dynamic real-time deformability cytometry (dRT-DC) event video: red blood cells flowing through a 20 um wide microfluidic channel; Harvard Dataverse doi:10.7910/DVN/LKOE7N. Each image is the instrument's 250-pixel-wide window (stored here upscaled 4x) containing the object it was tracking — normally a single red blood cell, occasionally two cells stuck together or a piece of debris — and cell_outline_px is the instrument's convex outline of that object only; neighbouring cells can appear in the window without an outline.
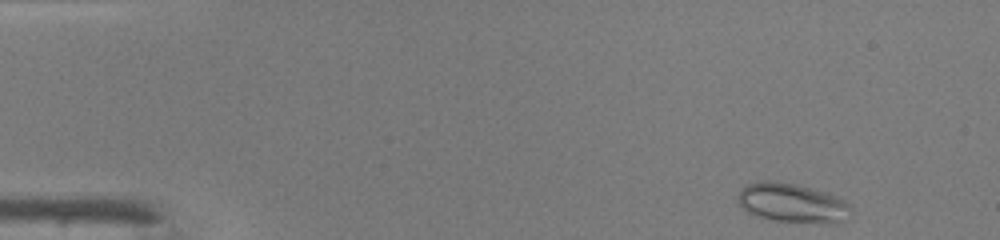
{"species": "common noctule bat (a hibernating species)", "species_latin": "Nyctalus noctula", "temperature_condition": "warm", "stored_images_in_passage": 33, "camera_frame_rate_fps": 3000, "um_per_image_px": 0.085, "animal": {"sex": "male", "body_mass_g": 19.0, "forearm_length_mm": 50.8}, "frame": {"image": 1, "passage_image": 1, "time_ms": 0.0, "image_size_px": [1000, 240], "cell_outline_px": [[852, 212], [836, 224], [772, 220], [756, 216], [748, 212], [736, 200], [736, 196], [740, 188], [748, 184], [760, 180], [776, 180], [796, 184], [828, 192], [844, 200], [848, 204]], "centroid_in_image_um": [67.3, 17.23], "position_along_channel_um": 17.7, "area_um2": 26.13}}
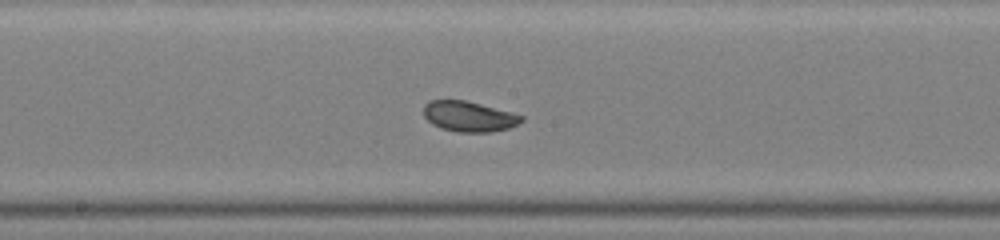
{"frame": {"image": 2, "passage_image": 22, "time_ms": 7.0, "image_size_px": [1000, 240], "cell_outline_px": [[524, 120], [508, 128], [492, 132], [456, 132], [440, 128], [432, 124], [424, 116], [424, 104], [428, 100], [464, 100], [480, 104], [524, 116]], "centroid_in_image_um": [39.82, 9.9], "position_along_channel_um": 208.4, "area_um2": 17.22}}
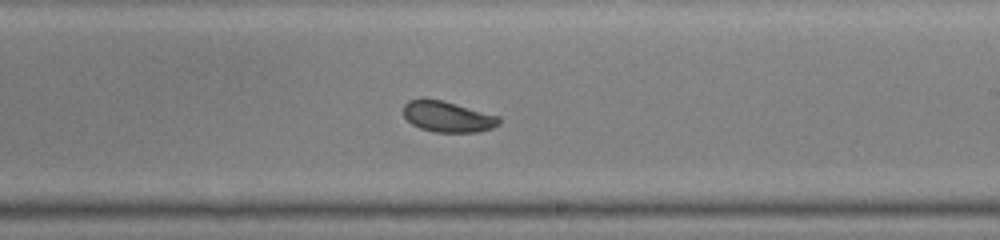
{"frame": {"image": 3, "passage_image": 25, "time_ms": 8.0, "image_size_px": [1000, 240], "cell_outline_px": [[500, 124], [492, 128], [480, 132], [436, 132], [420, 128], [412, 124], [404, 116], [404, 104], [408, 100], [440, 100], [500, 116]], "centroid_in_image_um": [38.09, 9.94], "position_along_channel_um": 250.9, "area_um2": 16.88}}